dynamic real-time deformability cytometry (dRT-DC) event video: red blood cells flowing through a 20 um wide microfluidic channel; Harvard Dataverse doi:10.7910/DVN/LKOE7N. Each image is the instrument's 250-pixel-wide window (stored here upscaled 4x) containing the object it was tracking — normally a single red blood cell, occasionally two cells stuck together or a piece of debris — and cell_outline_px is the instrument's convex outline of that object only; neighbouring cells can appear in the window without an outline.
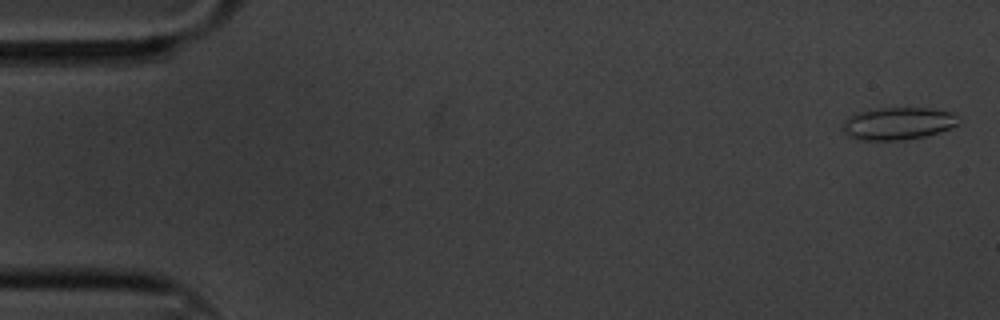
{"species": "common noctule bat (a hibernating species)", "species_latin": "Nyctalus noctula", "temperature_condition": "cold", "stored_images_in_passage": 8, "camera_frame_rate_fps": 3000, "um_per_image_px": 0.085, "animal": {"sex": "male", "body_mass_g": 20.1, "forearm_length_mm": 53.5}, "frame": {"image": 1, "passage_image": 1, "time_ms": 0.0, "image_size_px": [1000, 320], "cell_outline_px": [[960, 120], [956, 124], [940, 132], [924, 136], [904, 140], [856, 140], [848, 136], [840, 128], [844, 120], [848, 116], [856, 112], [868, 108], [932, 108], [952, 112]], "centroid_in_image_um": [76.24, 10.49], "position_along_channel_um": 8.8, "area_um2": 22.25}}
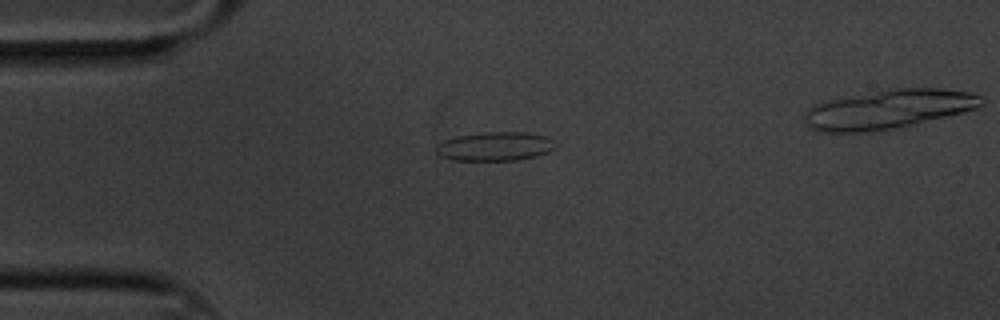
{"frame": {"image": 2, "passage_image": 5, "time_ms": 1.333, "image_size_px": [1000, 320], "cell_outline_px": [[556, 148], [548, 152], [536, 156], [516, 160], [452, 160], [440, 156], [436, 152], [436, 144], [444, 140], [456, 136], [484, 132], [524, 132], [544, 136], [552, 140], [556, 144]], "centroid_in_image_um": [42.05, 12.44], "position_along_channel_um": 42.9, "area_um2": 20.11}}
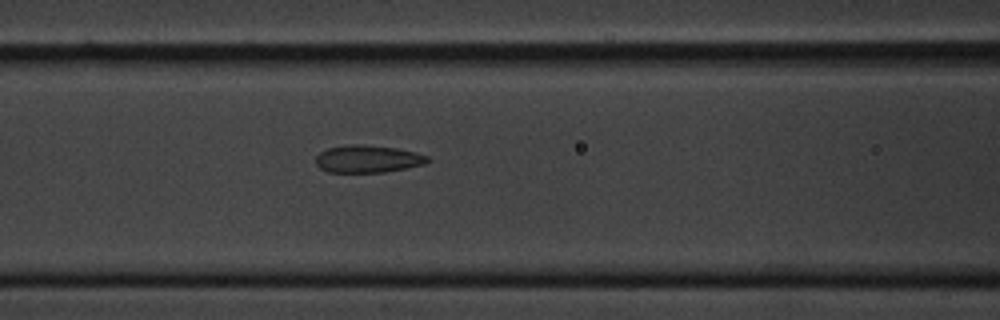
{"frame": {"image": 3, "passage_image": 8, "time_ms": 2.333, "image_size_px": [1000, 320], "cell_outline_px": [[428, 160], [424, 164], [384, 172], [328, 172], [320, 168], [316, 164], [316, 156], [320, 152], [328, 148], [356, 144], [364, 144], [396, 148], [416, 152], [428, 156]], "centroid_in_image_um": [31.24, 13.5], "position_along_channel_um": 135.4, "area_um2": 17.69}}